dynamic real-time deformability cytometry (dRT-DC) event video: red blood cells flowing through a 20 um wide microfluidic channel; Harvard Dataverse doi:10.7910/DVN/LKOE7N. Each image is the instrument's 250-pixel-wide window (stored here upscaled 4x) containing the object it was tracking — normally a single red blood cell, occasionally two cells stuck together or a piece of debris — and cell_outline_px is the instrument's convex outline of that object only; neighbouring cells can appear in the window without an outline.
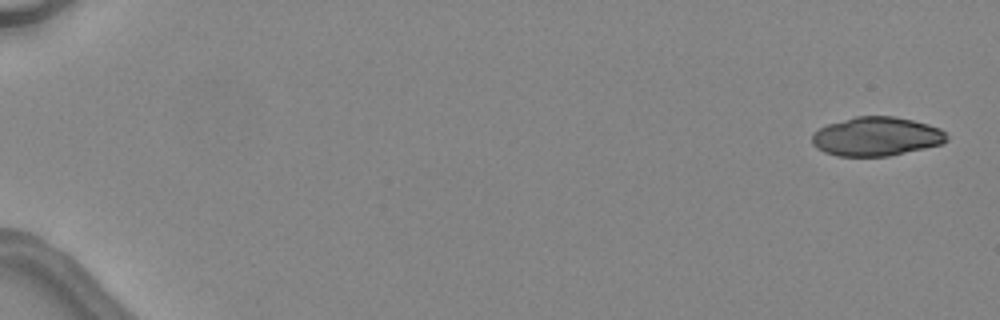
{"species": "common noctule bat (a hibernating species)", "species_latin": "Nyctalus noctula", "temperature_condition": "warm", "stored_images_in_passage": 4, "camera_frame_rate_fps": 3000, "um_per_image_px": 0.085, "animal": {"sex": "female", "body_mass_g": 24.6, "forearm_length_mm": 56.2}, "frame": {"image": 1, "passage_image": 1, "time_ms": 0.0, "image_size_px": [1000, 320], "cell_outline_px": [[948, 140], [944, 144], [888, 156], [836, 156], [824, 152], [816, 148], [812, 144], [812, 136], [820, 128], [828, 124], [856, 116], [896, 116], [928, 124], [940, 128], [948, 136]], "centroid_in_image_um": [74.52, 11.6], "position_along_channel_um": 10.5, "area_um2": 30.63}}